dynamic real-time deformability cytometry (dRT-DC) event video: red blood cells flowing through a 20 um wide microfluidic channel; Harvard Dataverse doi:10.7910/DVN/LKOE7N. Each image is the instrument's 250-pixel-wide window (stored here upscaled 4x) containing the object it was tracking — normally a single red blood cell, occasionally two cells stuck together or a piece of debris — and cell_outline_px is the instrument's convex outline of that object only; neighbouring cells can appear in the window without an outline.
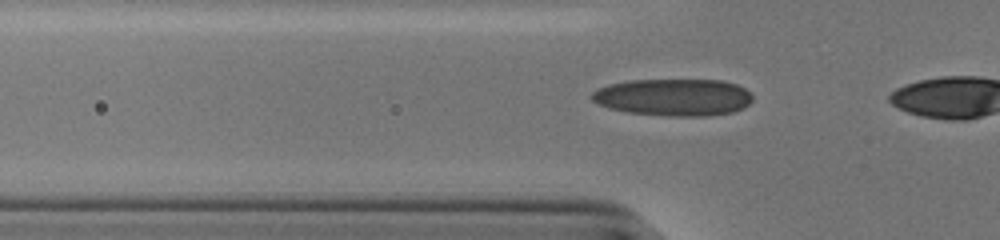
{"species": "human", "species_latin": "Homo sapiens", "temperature_condition": "cold", "stored_images_in_passage": 17, "camera_frame_rate_fps": 3000, "um_per_image_px": 0.085, "donor": {"sex": "male"}, "frame": {"image": 1, "passage_image": 15, "time_ms": 4.667, "image_size_px": [1000, 240], "cell_outline_px": [[752, 100], [744, 108], [732, 112], [708, 116], [668, 116], [628, 112], [608, 108], [592, 100], [592, 92], [608, 84], [632, 80], [720, 80], [736, 84], [744, 88], [752, 96]], "centroid_in_image_um": [57.26, 8.27], "position_along_channel_um": 68.5, "area_um2": 34.68}}